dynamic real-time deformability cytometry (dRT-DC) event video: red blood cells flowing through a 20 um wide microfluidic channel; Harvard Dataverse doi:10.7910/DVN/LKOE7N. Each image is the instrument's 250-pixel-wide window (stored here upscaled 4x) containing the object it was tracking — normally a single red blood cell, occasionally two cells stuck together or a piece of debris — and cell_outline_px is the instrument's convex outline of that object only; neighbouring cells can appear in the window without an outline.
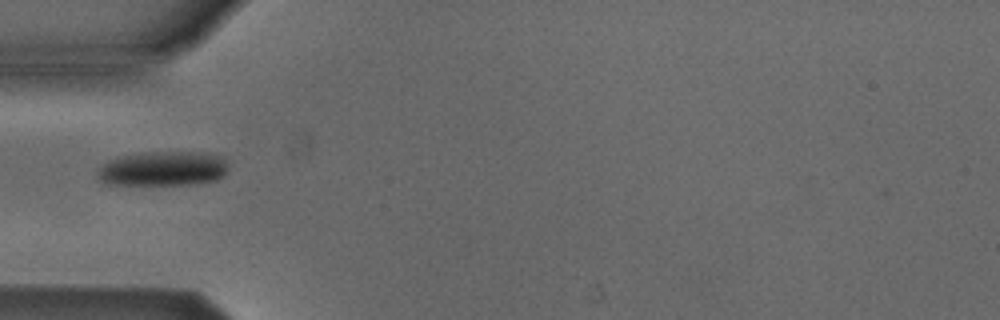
{"species": "Egyptian fruit bat (a non-hibernating species)", "species_latin": "Rousettus aegyptiacus", "temperature_condition": "cold", "stored_images_in_passage": 5, "camera_frame_rate_fps": 3000, "um_per_image_px": 0.085, "animal": {"sex": "male"}, "frame": {"image": 1, "passage_image": 4, "time_ms": 4.333, "image_size_px": [1000, 320], "cell_outline_px": [[228, 168], [224, 176], [216, 180], [196, 184], [108, 184], [100, 180], [96, 176], [96, 168], [100, 164], [116, 156], [140, 152], [204, 152], [224, 156]], "centroid_in_image_um": [13.82, 14.31], "position_along_channel_um": 71.2, "area_um2": 26.99}}
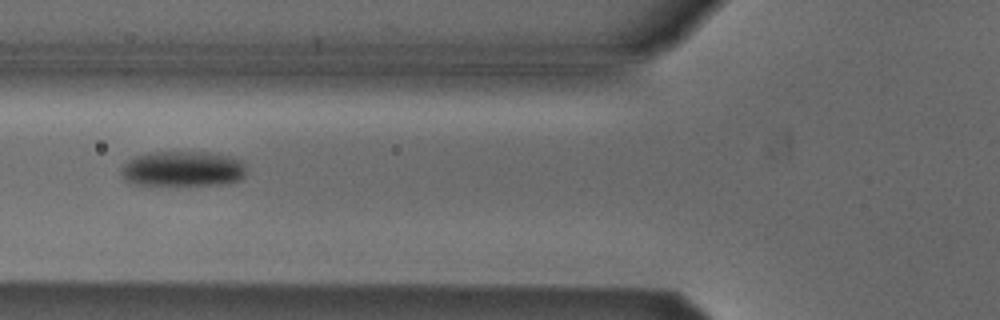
{"frame": {"image": 2, "passage_image": 5, "time_ms": 5.333, "image_size_px": [1000, 320], "cell_outline_px": [[244, 176], [240, 180], [220, 184], [132, 184], [124, 180], [120, 172], [120, 168], [128, 160], [136, 156], [148, 152], [208, 152], [228, 156], [240, 160], [244, 164]], "centroid_in_image_um": [15.48, 14.34], "position_along_channel_um": 110.3, "area_um2": 25.55}}